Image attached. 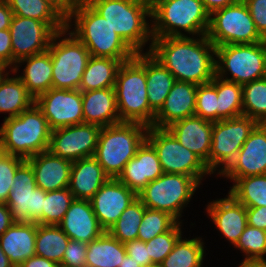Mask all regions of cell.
<instances>
[{
  "label": "cell",
  "mask_w": 266,
  "mask_h": 267,
  "mask_svg": "<svg viewBox=\"0 0 266 267\" xmlns=\"http://www.w3.org/2000/svg\"><path fill=\"white\" fill-rule=\"evenodd\" d=\"M73 200L69 188L47 191L42 209V225H58Z\"/></svg>",
  "instance_id": "41"
},
{
  "label": "cell",
  "mask_w": 266,
  "mask_h": 267,
  "mask_svg": "<svg viewBox=\"0 0 266 267\" xmlns=\"http://www.w3.org/2000/svg\"><path fill=\"white\" fill-rule=\"evenodd\" d=\"M137 194L117 178H109L90 199L100 226L108 229L122 212L135 200Z\"/></svg>",
  "instance_id": "19"
},
{
  "label": "cell",
  "mask_w": 266,
  "mask_h": 267,
  "mask_svg": "<svg viewBox=\"0 0 266 267\" xmlns=\"http://www.w3.org/2000/svg\"><path fill=\"white\" fill-rule=\"evenodd\" d=\"M125 255V245L104 231L88 243L86 267H119Z\"/></svg>",
  "instance_id": "31"
},
{
  "label": "cell",
  "mask_w": 266,
  "mask_h": 267,
  "mask_svg": "<svg viewBox=\"0 0 266 267\" xmlns=\"http://www.w3.org/2000/svg\"><path fill=\"white\" fill-rule=\"evenodd\" d=\"M216 76L211 82L198 85L195 115L210 122H217Z\"/></svg>",
  "instance_id": "44"
},
{
  "label": "cell",
  "mask_w": 266,
  "mask_h": 267,
  "mask_svg": "<svg viewBox=\"0 0 266 267\" xmlns=\"http://www.w3.org/2000/svg\"><path fill=\"white\" fill-rule=\"evenodd\" d=\"M163 173L156 150L145 140L117 179L138 194L149 182L159 178Z\"/></svg>",
  "instance_id": "21"
},
{
  "label": "cell",
  "mask_w": 266,
  "mask_h": 267,
  "mask_svg": "<svg viewBox=\"0 0 266 267\" xmlns=\"http://www.w3.org/2000/svg\"><path fill=\"white\" fill-rule=\"evenodd\" d=\"M24 161L20 157L7 155L0 151V203L6 202L15 172Z\"/></svg>",
  "instance_id": "46"
},
{
  "label": "cell",
  "mask_w": 266,
  "mask_h": 267,
  "mask_svg": "<svg viewBox=\"0 0 266 267\" xmlns=\"http://www.w3.org/2000/svg\"><path fill=\"white\" fill-rule=\"evenodd\" d=\"M115 93L121 122H137L150 127L156 113L150 108L146 84V53L121 63L115 80Z\"/></svg>",
  "instance_id": "3"
},
{
  "label": "cell",
  "mask_w": 266,
  "mask_h": 267,
  "mask_svg": "<svg viewBox=\"0 0 266 267\" xmlns=\"http://www.w3.org/2000/svg\"><path fill=\"white\" fill-rule=\"evenodd\" d=\"M197 88L195 83L175 81L152 126L166 128L175 121L195 115Z\"/></svg>",
  "instance_id": "23"
},
{
  "label": "cell",
  "mask_w": 266,
  "mask_h": 267,
  "mask_svg": "<svg viewBox=\"0 0 266 267\" xmlns=\"http://www.w3.org/2000/svg\"><path fill=\"white\" fill-rule=\"evenodd\" d=\"M200 184L191 176L163 173L149 182L137 198L146 208L163 211L182 223V213Z\"/></svg>",
  "instance_id": "10"
},
{
  "label": "cell",
  "mask_w": 266,
  "mask_h": 267,
  "mask_svg": "<svg viewBox=\"0 0 266 267\" xmlns=\"http://www.w3.org/2000/svg\"><path fill=\"white\" fill-rule=\"evenodd\" d=\"M13 224L10 209L5 203H0V236Z\"/></svg>",
  "instance_id": "55"
},
{
  "label": "cell",
  "mask_w": 266,
  "mask_h": 267,
  "mask_svg": "<svg viewBox=\"0 0 266 267\" xmlns=\"http://www.w3.org/2000/svg\"><path fill=\"white\" fill-rule=\"evenodd\" d=\"M13 52V68L26 57L48 51L55 32L42 21L13 15L9 27Z\"/></svg>",
  "instance_id": "17"
},
{
  "label": "cell",
  "mask_w": 266,
  "mask_h": 267,
  "mask_svg": "<svg viewBox=\"0 0 266 267\" xmlns=\"http://www.w3.org/2000/svg\"><path fill=\"white\" fill-rule=\"evenodd\" d=\"M37 223H14L1 236L0 245L14 267L36 255Z\"/></svg>",
  "instance_id": "28"
},
{
  "label": "cell",
  "mask_w": 266,
  "mask_h": 267,
  "mask_svg": "<svg viewBox=\"0 0 266 267\" xmlns=\"http://www.w3.org/2000/svg\"><path fill=\"white\" fill-rule=\"evenodd\" d=\"M176 81L206 84L216 76V47L207 35L153 38L149 52Z\"/></svg>",
  "instance_id": "1"
},
{
  "label": "cell",
  "mask_w": 266,
  "mask_h": 267,
  "mask_svg": "<svg viewBox=\"0 0 266 267\" xmlns=\"http://www.w3.org/2000/svg\"><path fill=\"white\" fill-rule=\"evenodd\" d=\"M217 121L243 115L242 85L216 76Z\"/></svg>",
  "instance_id": "38"
},
{
  "label": "cell",
  "mask_w": 266,
  "mask_h": 267,
  "mask_svg": "<svg viewBox=\"0 0 266 267\" xmlns=\"http://www.w3.org/2000/svg\"><path fill=\"white\" fill-rule=\"evenodd\" d=\"M238 267H266V261H243Z\"/></svg>",
  "instance_id": "58"
},
{
  "label": "cell",
  "mask_w": 266,
  "mask_h": 267,
  "mask_svg": "<svg viewBox=\"0 0 266 267\" xmlns=\"http://www.w3.org/2000/svg\"><path fill=\"white\" fill-rule=\"evenodd\" d=\"M207 38L215 47L265 41L256 30L249 9L243 0H238L210 15Z\"/></svg>",
  "instance_id": "11"
},
{
  "label": "cell",
  "mask_w": 266,
  "mask_h": 267,
  "mask_svg": "<svg viewBox=\"0 0 266 267\" xmlns=\"http://www.w3.org/2000/svg\"><path fill=\"white\" fill-rule=\"evenodd\" d=\"M51 129L34 103L18 116L4 119L0 127V151L27 160L49 150Z\"/></svg>",
  "instance_id": "6"
},
{
  "label": "cell",
  "mask_w": 266,
  "mask_h": 267,
  "mask_svg": "<svg viewBox=\"0 0 266 267\" xmlns=\"http://www.w3.org/2000/svg\"><path fill=\"white\" fill-rule=\"evenodd\" d=\"M69 240L58 225L37 224L35 253L60 265Z\"/></svg>",
  "instance_id": "36"
},
{
  "label": "cell",
  "mask_w": 266,
  "mask_h": 267,
  "mask_svg": "<svg viewBox=\"0 0 266 267\" xmlns=\"http://www.w3.org/2000/svg\"><path fill=\"white\" fill-rule=\"evenodd\" d=\"M233 247L244 253L242 261H266V231L247 225Z\"/></svg>",
  "instance_id": "43"
},
{
  "label": "cell",
  "mask_w": 266,
  "mask_h": 267,
  "mask_svg": "<svg viewBox=\"0 0 266 267\" xmlns=\"http://www.w3.org/2000/svg\"><path fill=\"white\" fill-rule=\"evenodd\" d=\"M243 115L266 124V77L242 86Z\"/></svg>",
  "instance_id": "40"
},
{
  "label": "cell",
  "mask_w": 266,
  "mask_h": 267,
  "mask_svg": "<svg viewBox=\"0 0 266 267\" xmlns=\"http://www.w3.org/2000/svg\"><path fill=\"white\" fill-rule=\"evenodd\" d=\"M27 161L38 188L47 192L69 187L72 161L55 156L49 150L35 154Z\"/></svg>",
  "instance_id": "25"
},
{
  "label": "cell",
  "mask_w": 266,
  "mask_h": 267,
  "mask_svg": "<svg viewBox=\"0 0 266 267\" xmlns=\"http://www.w3.org/2000/svg\"><path fill=\"white\" fill-rule=\"evenodd\" d=\"M126 254L130 257H133L141 267H155L156 265L152 262L148 246L146 243L141 240H132L126 242L125 244Z\"/></svg>",
  "instance_id": "49"
},
{
  "label": "cell",
  "mask_w": 266,
  "mask_h": 267,
  "mask_svg": "<svg viewBox=\"0 0 266 267\" xmlns=\"http://www.w3.org/2000/svg\"><path fill=\"white\" fill-rule=\"evenodd\" d=\"M0 62L6 65L10 70L13 69V52L9 29L0 30Z\"/></svg>",
  "instance_id": "50"
},
{
  "label": "cell",
  "mask_w": 266,
  "mask_h": 267,
  "mask_svg": "<svg viewBox=\"0 0 266 267\" xmlns=\"http://www.w3.org/2000/svg\"><path fill=\"white\" fill-rule=\"evenodd\" d=\"M110 177L94 157L72 162L69 190L74 199L90 200Z\"/></svg>",
  "instance_id": "27"
},
{
  "label": "cell",
  "mask_w": 266,
  "mask_h": 267,
  "mask_svg": "<svg viewBox=\"0 0 266 267\" xmlns=\"http://www.w3.org/2000/svg\"><path fill=\"white\" fill-rule=\"evenodd\" d=\"M8 67L0 62V80L7 74Z\"/></svg>",
  "instance_id": "60"
},
{
  "label": "cell",
  "mask_w": 266,
  "mask_h": 267,
  "mask_svg": "<svg viewBox=\"0 0 266 267\" xmlns=\"http://www.w3.org/2000/svg\"><path fill=\"white\" fill-rule=\"evenodd\" d=\"M230 193L245 207H266V174L238 178Z\"/></svg>",
  "instance_id": "37"
},
{
  "label": "cell",
  "mask_w": 266,
  "mask_h": 267,
  "mask_svg": "<svg viewBox=\"0 0 266 267\" xmlns=\"http://www.w3.org/2000/svg\"><path fill=\"white\" fill-rule=\"evenodd\" d=\"M84 123L106 127L121 123L114 88L82 92Z\"/></svg>",
  "instance_id": "26"
},
{
  "label": "cell",
  "mask_w": 266,
  "mask_h": 267,
  "mask_svg": "<svg viewBox=\"0 0 266 267\" xmlns=\"http://www.w3.org/2000/svg\"><path fill=\"white\" fill-rule=\"evenodd\" d=\"M10 72L11 70L0 80V113H8L4 119L18 116L35 103V98L27 91L20 78L16 75L10 77Z\"/></svg>",
  "instance_id": "32"
},
{
  "label": "cell",
  "mask_w": 266,
  "mask_h": 267,
  "mask_svg": "<svg viewBox=\"0 0 266 267\" xmlns=\"http://www.w3.org/2000/svg\"><path fill=\"white\" fill-rule=\"evenodd\" d=\"M259 35L266 40V0H243Z\"/></svg>",
  "instance_id": "48"
},
{
  "label": "cell",
  "mask_w": 266,
  "mask_h": 267,
  "mask_svg": "<svg viewBox=\"0 0 266 267\" xmlns=\"http://www.w3.org/2000/svg\"><path fill=\"white\" fill-rule=\"evenodd\" d=\"M173 74L149 52L146 53V84L150 108L157 113L175 82Z\"/></svg>",
  "instance_id": "30"
},
{
  "label": "cell",
  "mask_w": 266,
  "mask_h": 267,
  "mask_svg": "<svg viewBox=\"0 0 266 267\" xmlns=\"http://www.w3.org/2000/svg\"><path fill=\"white\" fill-rule=\"evenodd\" d=\"M88 243L69 240L60 267H86Z\"/></svg>",
  "instance_id": "47"
},
{
  "label": "cell",
  "mask_w": 266,
  "mask_h": 267,
  "mask_svg": "<svg viewBox=\"0 0 266 267\" xmlns=\"http://www.w3.org/2000/svg\"><path fill=\"white\" fill-rule=\"evenodd\" d=\"M0 267H14V265L10 262V259L3 252L0 245Z\"/></svg>",
  "instance_id": "59"
},
{
  "label": "cell",
  "mask_w": 266,
  "mask_h": 267,
  "mask_svg": "<svg viewBox=\"0 0 266 267\" xmlns=\"http://www.w3.org/2000/svg\"><path fill=\"white\" fill-rule=\"evenodd\" d=\"M181 224V225H180ZM182 223L178 222L170 231L155 236L146 243L152 262L158 266L172 251L178 239L183 235Z\"/></svg>",
  "instance_id": "45"
},
{
  "label": "cell",
  "mask_w": 266,
  "mask_h": 267,
  "mask_svg": "<svg viewBox=\"0 0 266 267\" xmlns=\"http://www.w3.org/2000/svg\"><path fill=\"white\" fill-rule=\"evenodd\" d=\"M22 64H25L23 73L17 75ZM11 72L16 73L34 98L52 88V60L49 51L19 60Z\"/></svg>",
  "instance_id": "29"
},
{
  "label": "cell",
  "mask_w": 266,
  "mask_h": 267,
  "mask_svg": "<svg viewBox=\"0 0 266 267\" xmlns=\"http://www.w3.org/2000/svg\"><path fill=\"white\" fill-rule=\"evenodd\" d=\"M52 88L76 90L82 81L90 52L67 28L56 32L49 44Z\"/></svg>",
  "instance_id": "8"
},
{
  "label": "cell",
  "mask_w": 266,
  "mask_h": 267,
  "mask_svg": "<svg viewBox=\"0 0 266 267\" xmlns=\"http://www.w3.org/2000/svg\"><path fill=\"white\" fill-rule=\"evenodd\" d=\"M13 12L6 0H0V30L9 29Z\"/></svg>",
  "instance_id": "54"
},
{
  "label": "cell",
  "mask_w": 266,
  "mask_h": 267,
  "mask_svg": "<svg viewBox=\"0 0 266 267\" xmlns=\"http://www.w3.org/2000/svg\"><path fill=\"white\" fill-rule=\"evenodd\" d=\"M148 126L137 122H121L102 127L94 158L110 178H118L127 162L146 140Z\"/></svg>",
  "instance_id": "7"
},
{
  "label": "cell",
  "mask_w": 266,
  "mask_h": 267,
  "mask_svg": "<svg viewBox=\"0 0 266 267\" xmlns=\"http://www.w3.org/2000/svg\"><path fill=\"white\" fill-rule=\"evenodd\" d=\"M207 12L211 15L214 11L236 3L238 0H201Z\"/></svg>",
  "instance_id": "56"
},
{
  "label": "cell",
  "mask_w": 266,
  "mask_h": 267,
  "mask_svg": "<svg viewBox=\"0 0 266 267\" xmlns=\"http://www.w3.org/2000/svg\"><path fill=\"white\" fill-rule=\"evenodd\" d=\"M18 267H60V266L54 261L48 260L38 255H34L29 259L25 260Z\"/></svg>",
  "instance_id": "53"
},
{
  "label": "cell",
  "mask_w": 266,
  "mask_h": 267,
  "mask_svg": "<svg viewBox=\"0 0 266 267\" xmlns=\"http://www.w3.org/2000/svg\"><path fill=\"white\" fill-rule=\"evenodd\" d=\"M146 207L137 198L120 215L108 232L121 243L137 240Z\"/></svg>",
  "instance_id": "39"
},
{
  "label": "cell",
  "mask_w": 266,
  "mask_h": 267,
  "mask_svg": "<svg viewBox=\"0 0 266 267\" xmlns=\"http://www.w3.org/2000/svg\"><path fill=\"white\" fill-rule=\"evenodd\" d=\"M109 57H94L88 61L79 86L81 92L114 88L117 71L122 62Z\"/></svg>",
  "instance_id": "33"
},
{
  "label": "cell",
  "mask_w": 266,
  "mask_h": 267,
  "mask_svg": "<svg viewBox=\"0 0 266 267\" xmlns=\"http://www.w3.org/2000/svg\"><path fill=\"white\" fill-rule=\"evenodd\" d=\"M66 28H72L70 32L83 43L91 56L129 60L136 55L107 20L86 1L66 20Z\"/></svg>",
  "instance_id": "5"
},
{
  "label": "cell",
  "mask_w": 266,
  "mask_h": 267,
  "mask_svg": "<svg viewBox=\"0 0 266 267\" xmlns=\"http://www.w3.org/2000/svg\"><path fill=\"white\" fill-rule=\"evenodd\" d=\"M48 2L67 20L85 0H48Z\"/></svg>",
  "instance_id": "51"
},
{
  "label": "cell",
  "mask_w": 266,
  "mask_h": 267,
  "mask_svg": "<svg viewBox=\"0 0 266 267\" xmlns=\"http://www.w3.org/2000/svg\"><path fill=\"white\" fill-rule=\"evenodd\" d=\"M100 130L86 123L51 130L49 151L72 162L94 157Z\"/></svg>",
  "instance_id": "15"
},
{
  "label": "cell",
  "mask_w": 266,
  "mask_h": 267,
  "mask_svg": "<svg viewBox=\"0 0 266 267\" xmlns=\"http://www.w3.org/2000/svg\"><path fill=\"white\" fill-rule=\"evenodd\" d=\"M146 140L158 154L164 173L184 174L202 184L205 175H211L205 163L166 129L148 127Z\"/></svg>",
  "instance_id": "12"
},
{
  "label": "cell",
  "mask_w": 266,
  "mask_h": 267,
  "mask_svg": "<svg viewBox=\"0 0 266 267\" xmlns=\"http://www.w3.org/2000/svg\"><path fill=\"white\" fill-rule=\"evenodd\" d=\"M119 267H141V266L135 260H133V257H130L126 254Z\"/></svg>",
  "instance_id": "57"
},
{
  "label": "cell",
  "mask_w": 266,
  "mask_h": 267,
  "mask_svg": "<svg viewBox=\"0 0 266 267\" xmlns=\"http://www.w3.org/2000/svg\"><path fill=\"white\" fill-rule=\"evenodd\" d=\"M97 13L104 17L111 28L135 52L144 53V47L149 43L152 47V24L150 0H87Z\"/></svg>",
  "instance_id": "2"
},
{
  "label": "cell",
  "mask_w": 266,
  "mask_h": 267,
  "mask_svg": "<svg viewBox=\"0 0 266 267\" xmlns=\"http://www.w3.org/2000/svg\"><path fill=\"white\" fill-rule=\"evenodd\" d=\"M166 129L181 145L196 154L209 170L213 122L193 115L173 122Z\"/></svg>",
  "instance_id": "22"
},
{
  "label": "cell",
  "mask_w": 266,
  "mask_h": 267,
  "mask_svg": "<svg viewBox=\"0 0 266 267\" xmlns=\"http://www.w3.org/2000/svg\"><path fill=\"white\" fill-rule=\"evenodd\" d=\"M216 76L244 85L266 77V41L216 47ZM232 75L230 78L227 74Z\"/></svg>",
  "instance_id": "9"
},
{
  "label": "cell",
  "mask_w": 266,
  "mask_h": 267,
  "mask_svg": "<svg viewBox=\"0 0 266 267\" xmlns=\"http://www.w3.org/2000/svg\"><path fill=\"white\" fill-rule=\"evenodd\" d=\"M5 204L14 223L42 225V209L46 191L38 188L31 164L25 160L16 170Z\"/></svg>",
  "instance_id": "14"
},
{
  "label": "cell",
  "mask_w": 266,
  "mask_h": 267,
  "mask_svg": "<svg viewBox=\"0 0 266 267\" xmlns=\"http://www.w3.org/2000/svg\"><path fill=\"white\" fill-rule=\"evenodd\" d=\"M35 104L51 130L84 123L82 92L79 89L51 88L36 97Z\"/></svg>",
  "instance_id": "16"
},
{
  "label": "cell",
  "mask_w": 266,
  "mask_h": 267,
  "mask_svg": "<svg viewBox=\"0 0 266 267\" xmlns=\"http://www.w3.org/2000/svg\"><path fill=\"white\" fill-rule=\"evenodd\" d=\"M204 244L200 237L183 239L181 236L158 267H202L206 256Z\"/></svg>",
  "instance_id": "35"
},
{
  "label": "cell",
  "mask_w": 266,
  "mask_h": 267,
  "mask_svg": "<svg viewBox=\"0 0 266 267\" xmlns=\"http://www.w3.org/2000/svg\"><path fill=\"white\" fill-rule=\"evenodd\" d=\"M247 225L266 231V207H246Z\"/></svg>",
  "instance_id": "52"
},
{
  "label": "cell",
  "mask_w": 266,
  "mask_h": 267,
  "mask_svg": "<svg viewBox=\"0 0 266 267\" xmlns=\"http://www.w3.org/2000/svg\"><path fill=\"white\" fill-rule=\"evenodd\" d=\"M206 206V212L217 230L232 244L236 245L247 226L246 207L230 193Z\"/></svg>",
  "instance_id": "20"
},
{
  "label": "cell",
  "mask_w": 266,
  "mask_h": 267,
  "mask_svg": "<svg viewBox=\"0 0 266 267\" xmlns=\"http://www.w3.org/2000/svg\"><path fill=\"white\" fill-rule=\"evenodd\" d=\"M70 240L89 243L105 230L100 226L90 200L74 199L58 224Z\"/></svg>",
  "instance_id": "24"
},
{
  "label": "cell",
  "mask_w": 266,
  "mask_h": 267,
  "mask_svg": "<svg viewBox=\"0 0 266 267\" xmlns=\"http://www.w3.org/2000/svg\"><path fill=\"white\" fill-rule=\"evenodd\" d=\"M178 221L170 214L146 208L138 230V240L148 242L155 236L170 231Z\"/></svg>",
  "instance_id": "42"
},
{
  "label": "cell",
  "mask_w": 266,
  "mask_h": 267,
  "mask_svg": "<svg viewBox=\"0 0 266 267\" xmlns=\"http://www.w3.org/2000/svg\"><path fill=\"white\" fill-rule=\"evenodd\" d=\"M13 15L45 22L55 33L66 28V20L48 0H6Z\"/></svg>",
  "instance_id": "34"
},
{
  "label": "cell",
  "mask_w": 266,
  "mask_h": 267,
  "mask_svg": "<svg viewBox=\"0 0 266 267\" xmlns=\"http://www.w3.org/2000/svg\"><path fill=\"white\" fill-rule=\"evenodd\" d=\"M150 1L153 38L207 35L210 14L201 0Z\"/></svg>",
  "instance_id": "4"
},
{
  "label": "cell",
  "mask_w": 266,
  "mask_h": 267,
  "mask_svg": "<svg viewBox=\"0 0 266 267\" xmlns=\"http://www.w3.org/2000/svg\"><path fill=\"white\" fill-rule=\"evenodd\" d=\"M266 174V124L259 123L220 176L235 182L238 178Z\"/></svg>",
  "instance_id": "18"
},
{
  "label": "cell",
  "mask_w": 266,
  "mask_h": 267,
  "mask_svg": "<svg viewBox=\"0 0 266 267\" xmlns=\"http://www.w3.org/2000/svg\"><path fill=\"white\" fill-rule=\"evenodd\" d=\"M258 124L256 120L245 115L213 122L209 154L211 174L215 175L217 171L216 175L219 176L230 165Z\"/></svg>",
  "instance_id": "13"
}]
</instances>
